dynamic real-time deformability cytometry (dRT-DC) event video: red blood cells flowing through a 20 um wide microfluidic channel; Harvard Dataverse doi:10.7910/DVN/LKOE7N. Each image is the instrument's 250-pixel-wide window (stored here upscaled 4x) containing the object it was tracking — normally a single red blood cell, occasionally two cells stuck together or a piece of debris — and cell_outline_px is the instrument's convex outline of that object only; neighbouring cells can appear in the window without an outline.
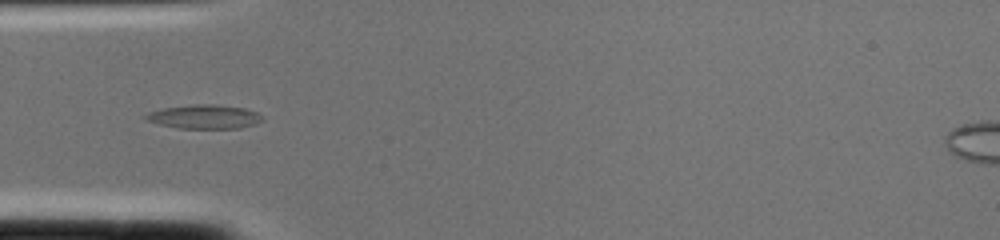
{"species": "common noctule bat (a hibernating species)", "species_latin": "Nyctalus noctula", "temperature_condition": "cold", "stored_images_in_passage": 2, "camera_frame_rate_fps": 3000, "um_per_image_px": 0.085, "animal": {"sex": "female", "body_mass_g": 22.0, "forearm_length_mm": 56.7}, "frame": {"image": 1, "passage_image": 2, "time_ms": 0.333, "image_size_px": [1000, 240], "cell_outline_px": [[264, 120], [256, 124], [240, 128], [180, 128], [160, 124], [144, 120], [144, 116], [148, 112], [164, 108], [196, 104], [216, 104], [244, 108], [256, 112]], "centroid_in_image_um": [17.37, 9.92], "position_along_channel_um": 67.6, "area_um2": 16.18}}